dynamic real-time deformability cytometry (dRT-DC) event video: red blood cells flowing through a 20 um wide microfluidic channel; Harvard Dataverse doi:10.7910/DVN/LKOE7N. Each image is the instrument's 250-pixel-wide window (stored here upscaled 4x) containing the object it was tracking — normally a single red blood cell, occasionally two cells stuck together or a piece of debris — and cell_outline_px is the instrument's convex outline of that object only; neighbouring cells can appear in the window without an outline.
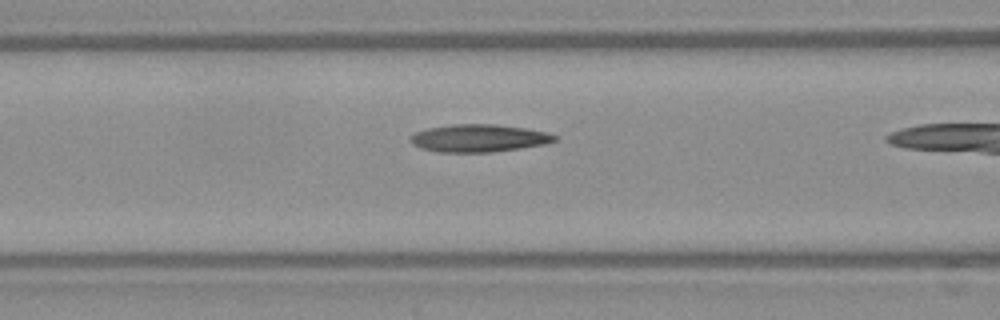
{"species": "Egyptian fruit bat (a non-hibernating species)", "species_latin": "Rousettus aegyptiacus", "temperature_condition": "warm", "stored_images_in_passage": 19, "camera_frame_rate_fps": 3000, "um_per_image_px": 0.085, "frame": {"image": 1, "passage_image": 18, "time_ms": 5.667, "image_size_px": [1000, 320], "cell_outline_px": [[556, 140], [544, 144], [520, 148], [492, 152], [440, 152], [420, 148], [412, 144], [412, 136], [416, 132], [428, 128], [452, 124], [496, 124], [524, 128], [548, 132], [556, 136]], "centroid_in_image_um": [40.71, 11.74], "position_along_channel_um": 125.9, "area_um2": 23.0}}